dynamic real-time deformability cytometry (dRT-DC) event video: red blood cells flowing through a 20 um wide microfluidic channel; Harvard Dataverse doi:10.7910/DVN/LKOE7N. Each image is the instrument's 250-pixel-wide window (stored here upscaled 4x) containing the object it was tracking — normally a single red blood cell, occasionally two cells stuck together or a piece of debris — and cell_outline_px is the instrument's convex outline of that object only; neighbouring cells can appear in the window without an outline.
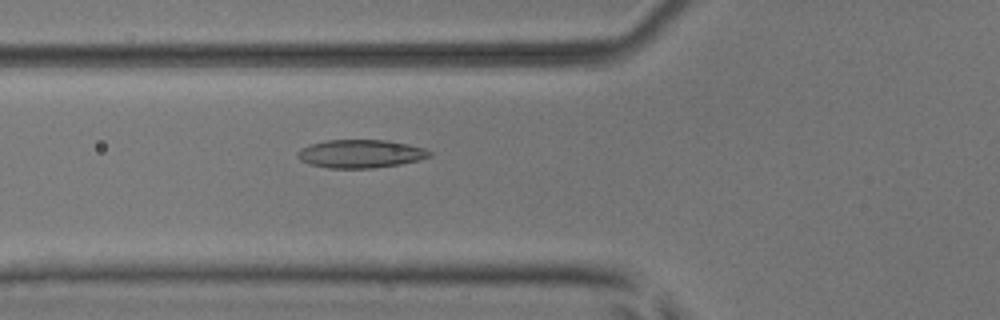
{"species": "common noctule bat (a hibernating species)", "species_latin": "Nyctalus noctula", "temperature_condition": "room temperature", "stored_images_in_passage": 52, "camera_frame_rate_fps": 3000, "um_per_image_px": 0.085, "animal": {"sex": "male", "body_mass_g": 17.9, "forearm_length_mm": 54.2}, "frame": {"image": 1, "passage_image": 20, "time_ms": 6.333, "image_size_px": [1000, 320], "cell_outline_px": [[432, 156], [400, 164], [372, 168], [328, 168], [312, 164], [300, 160], [296, 156], [296, 152], [300, 148], [312, 144], [328, 140], [388, 140], [408, 144], [424, 148], [432, 152]], "centroid_in_image_um": [30.64, 13.06], "position_along_channel_um": 95.2, "area_um2": 21.62}}
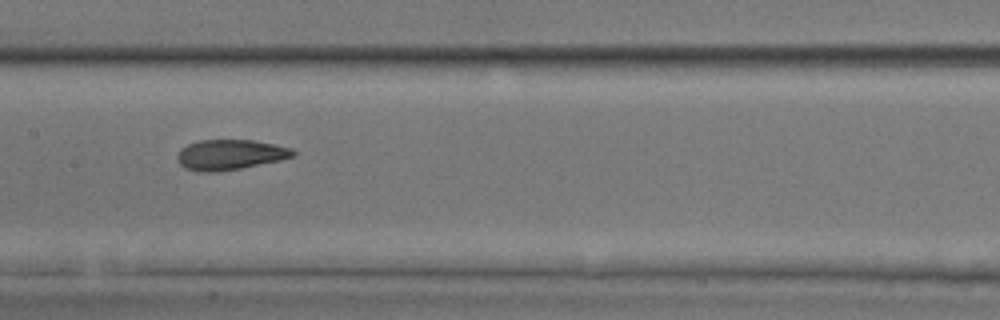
{"frame": {"image": 2, "passage_image": 27, "time_ms": 8.667, "image_size_px": [1000, 320], "cell_outline_px": [[296, 156], [280, 160], [240, 168], [216, 172], [200, 172], [184, 168], [176, 160], [176, 156], [180, 148], [188, 144], [200, 140], [252, 140], [292, 148], [296, 152]], "centroid_in_image_um": [19.52, 13.15], "position_along_channel_um": 187.9, "area_um2": 20.46}}
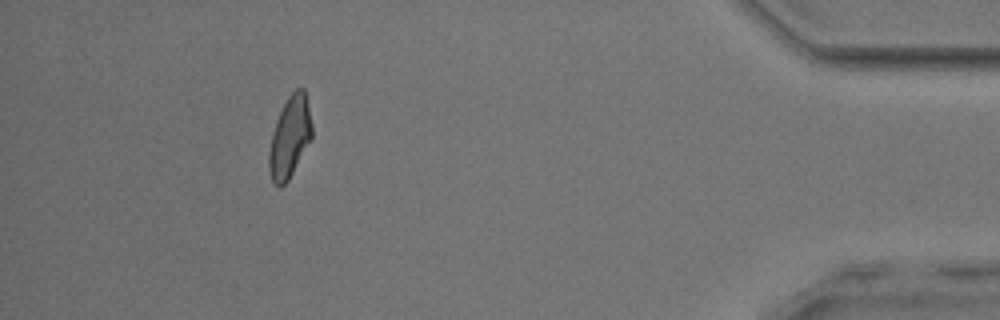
{"frame": {"image": 3, "passage_image": 48, "time_ms": 15.667, "image_size_px": [1000, 320], "cell_outline_px": [[312, 140], [288, 180], [280, 188], [272, 180], [268, 168], [268, 152], [272, 132], [276, 120], [288, 96], [296, 88], [304, 88], [312, 124]], "centroid_in_image_um": [24.63, 11.67], "position_along_channel_um": 410.6, "area_um2": 20.4}, "authors_computed_cell_mechanics": {"area_um2": 20.5479, "velocity_mm_per_s": 3.9653, "shape_relaxation_time_tau1_ms": 8.0453, "shape_relaxation_time_tau2_ms": 1.8195, "deformation_change_tau1": 0.1891, "deformation_change_tau2": 0.0905}}